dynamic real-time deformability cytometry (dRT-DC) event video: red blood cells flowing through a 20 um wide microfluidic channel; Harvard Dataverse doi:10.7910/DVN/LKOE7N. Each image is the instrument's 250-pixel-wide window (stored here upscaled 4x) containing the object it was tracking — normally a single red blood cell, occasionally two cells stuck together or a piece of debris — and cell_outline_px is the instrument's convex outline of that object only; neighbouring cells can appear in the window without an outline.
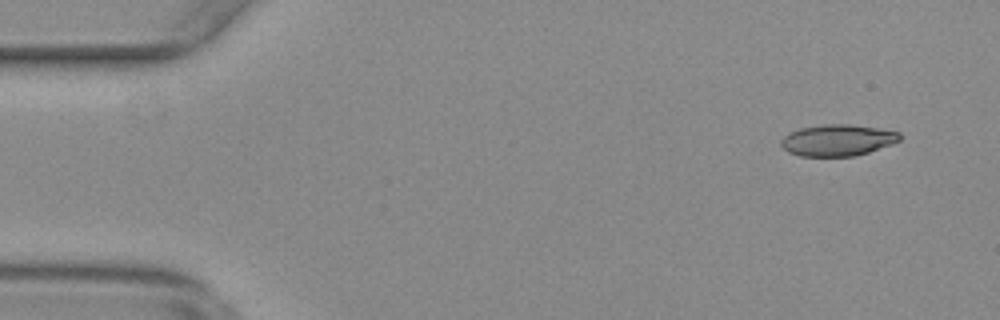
{"species": "common noctule bat (a hibernating species)", "species_latin": "Nyctalus noctula", "temperature_condition": "warm", "stored_images_in_passage": 52, "camera_frame_rate_fps": 3000, "um_per_image_px": 0.085, "animal": {"sex": "female", "body_mass_g": 29.2, "forearm_length_mm": 56.3}, "frame": {"image": 1, "passage_image": 1, "time_ms": 0.0, "image_size_px": [1000, 320], "cell_outline_px": [[900, 140], [892, 144], [856, 156], [800, 156], [788, 152], [780, 144], [780, 140], [784, 136], [800, 128], [824, 124], [848, 124], [880, 128], [900, 132]], "centroid_in_image_um": [71.2, 11.91], "position_along_channel_um": 13.8, "area_um2": 21.73}}
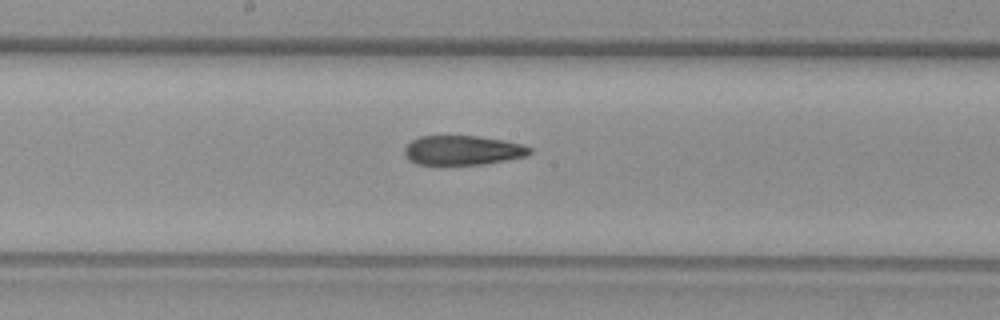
{"frame": {"image": 2, "passage_image": 26, "time_ms": 8.333, "image_size_px": [1000, 320], "cell_outline_px": [[532, 152], [528, 156], [484, 164], [416, 164], [408, 160], [404, 152], [404, 148], [412, 140], [420, 136], [476, 136], [504, 140], [524, 144], [532, 148]], "centroid_in_image_um": [39.36, 12.77], "position_along_channel_um": 208.8, "area_um2": 21.56}}
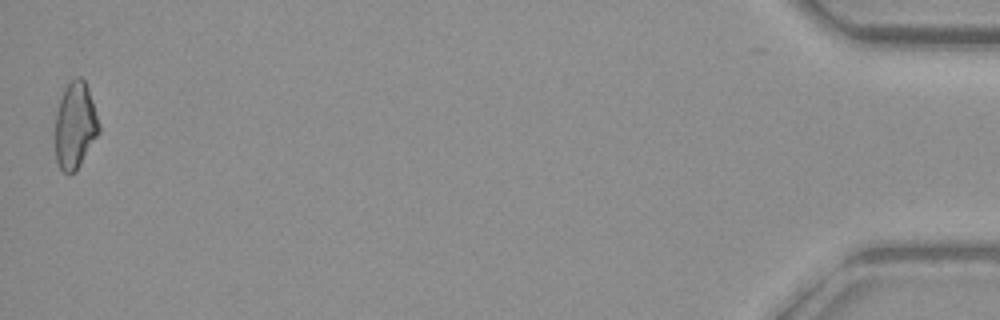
{"frame": {"image": 3, "passage_image": 52, "time_ms": 17.0, "image_size_px": [1000, 320], "cell_outline_px": [[100, 132], [80, 164], [72, 172], [64, 172], [60, 168], [56, 160], [56, 112], [60, 96], [64, 88], [76, 76], [80, 76], [84, 80], [88, 88], [100, 124]], "centroid_in_image_um": [6.39, 10.62], "position_along_channel_um": 428.8, "area_um2": 21.85}, "authors_computed_cell_mechanics": {"area_um2": 22.4553, "velocity_mm_per_s": 3.7254, "shape_relaxation_time_tau1_ms": null, "shape_relaxation_time_tau2_ms": 5.1638, "deformation_change_tau1": null, "deformation_change_tau2": 0.1327}}